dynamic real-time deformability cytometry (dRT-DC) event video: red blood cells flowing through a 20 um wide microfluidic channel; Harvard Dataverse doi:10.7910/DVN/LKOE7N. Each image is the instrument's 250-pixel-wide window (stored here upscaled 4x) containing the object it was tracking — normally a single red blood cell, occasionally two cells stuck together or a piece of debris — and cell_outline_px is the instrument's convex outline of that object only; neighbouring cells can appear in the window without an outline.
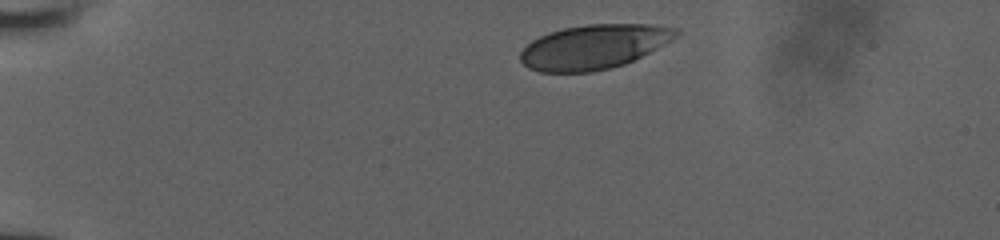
{"species": "human", "species_latin": "Homo sapiens", "temperature_condition": "room temperature", "stored_images_in_passage": 29, "camera_frame_rate_fps": 3000, "um_per_image_px": 0.085, "donor": {"sex": "male"}, "frame": {"image": 1, "passage_image": 1, "time_ms": 0.0, "image_size_px": [1000, 240], "cell_outline_px": [[680, 32], [672, 40], [624, 64], [592, 72], [540, 72], [528, 68], [520, 60], [520, 52], [532, 40], [548, 32], [564, 28], [588, 24], [652, 24], [680, 28]], "centroid_in_image_um": [50.47, 3.97], "position_along_channel_um": 34.5, "area_um2": 40.17}}
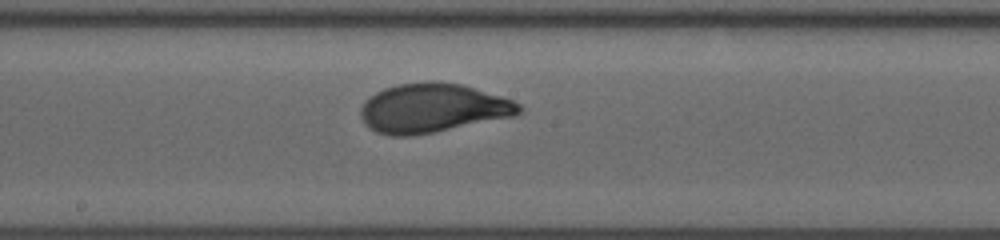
{"frame": {"image": 2, "passage_image": 16, "time_ms": 6.333, "image_size_px": [1000, 240], "cell_outline_px": [[524, 108], [516, 116], [412, 136], [388, 136], [376, 132], [368, 128], [364, 124], [360, 116], [360, 108], [364, 100], [376, 92], [384, 88], [396, 84], [428, 80], [436, 80], [464, 84], [512, 100], [520, 104]], "centroid_in_image_um": [36.74, 9.17], "position_along_channel_um": 211.5, "area_um2": 45.95}}
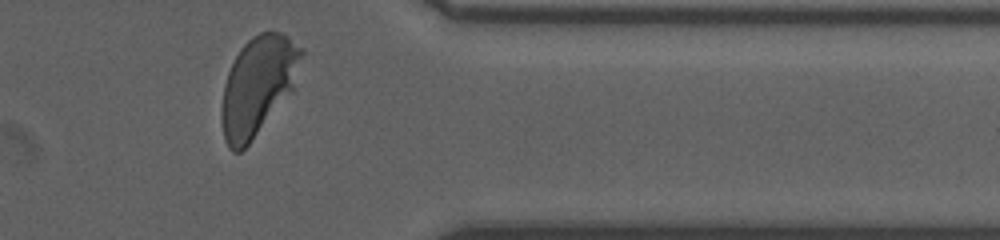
{"frame": {"image": 3, "passage_image": 28, "time_ms": 11.0, "image_size_px": [1000, 240], "cell_outline_px": [[304, 52], [292, 92], [248, 144], [240, 152], [232, 152], [228, 148], [224, 140], [220, 112], [224, 84], [228, 72], [240, 48], [252, 36], [260, 32], [280, 32], [288, 36], [304, 48]], "centroid_in_image_um": [21.92, 7.28], "position_along_channel_um": 389.5, "area_um2": 45.89}}